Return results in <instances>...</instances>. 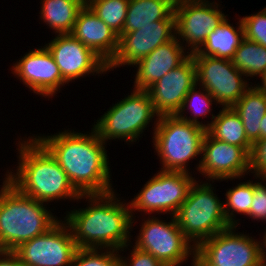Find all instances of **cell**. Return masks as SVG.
I'll return each instance as SVG.
<instances>
[{
    "label": "cell",
    "mask_w": 266,
    "mask_h": 266,
    "mask_svg": "<svg viewBox=\"0 0 266 266\" xmlns=\"http://www.w3.org/2000/svg\"><path fill=\"white\" fill-rule=\"evenodd\" d=\"M45 46L52 54L67 84L84 75L108 71L107 64L71 34H58Z\"/></svg>",
    "instance_id": "cell-16"
},
{
    "label": "cell",
    "mask_w": 266,
    "mask_h": 266,
    "mask_svg": "<svg viewBox=\"0 0 266 266\" xmlns=\"http://www.w3.org/2000/svg\"><path fill=\"white\" fill-rule=\"evenodd\" d=\"M197 89V85H195L193 88H191L189 90V92L187 93L185 99L183 100L182 106L179 109L178 113L176 114V116L180 119H183L187 122L190 123H195L199 126H202L205 128V123L203 124L202 122L198 121V117L199 116H205L207 115V113L211 112V104L212 102H216V99L213 98L210 93L206 90V89H202L205 92L202 91H196ZM188 106L191 108L190 111L193 115V118L191 117H187L184 116V112L186 110V108L188 109ZM184 111V112H183ZM183 112V113H182Z\"/></svg>",
    "instance_id": "cell-29"
},
{
    "label": "cell",
    "mask_w": 266,
    "mask_h": 266,
    "mask_svg": "<svg viewBox=\"0 0 266 266\" xmlns=\"http://www.w3.org/2000/svg\"><path fill=\"white\" fill-rule=\"evenodd\" d=\"M114 193L83 194L91 204L83 209H74L65 216L64 221L70 227L78 248L121 251L130 245L129 230L134 217L130 204L120 202Z\"/></svg>",
    "instance_id": "cell-2"
},
{
    "label": "cell",
    "mask_w": 266,
    "mask_h": 266,
    "mask_svg": "<svg viewBox=\"0 0 266 266\" xmlns=\"http://www.w3.org/2000/svg\"><path fill=\"white\" fill-rule=\"evenodd\" d=\"M196 67L197 85L206 89L223 108L233 107L250 88L245 76L230 59L213 56H192ZM201 83V85H200Z\"/></svg>",
    "instance_id": "cell-12"
},
{
    "label": "cell",
    "mask_w": 266,
    "mask_h": 266,
    "mask_svg": "<svg viewBox=\"0 0 266 266\" xmlns=\"http://www.w3.org/2000/svg\"><path fill=\"white\" fill-rule=\"evenodd\" d=\"M231 61L246 77H260L266 71V47L244 38Z\"/></svg>",
    "instance_id": "cell-26"
},
{
    "label": "cell",
    "mask_w": 266,
    "mask_h": 266,
    "mask_svg": "<svg viewBox=\"0 0 266 266\" xmlns=\"http://www.w3.org/2000/svg\"><path fill=\"white\" fill-rule=\"evenodd\" d=\"M181 43L175 37L137 61L133 65V67H138L134 89L147 90L166 73L181 65L190 56L189 52L187 55L185 54L184 50L186 49Z\"/></svg>",
    "instance_id": "cell-20"
},
{
    "label": "cell",
    "mask_w": 266,
    "mask_h": 266,
    "mask_svg": "<svg viewBox=\"0 0 266 266\" xmlns=\"http://www.w3.org/2000/svg\"><path fill=\"white\" fill-rule=\"evenodd\" d=\"M245 38L266 47V7L257 14L241 18Z\"/></svg>",
    "instance_id": "cell-31"
},
{
    "label": "cell",
    "mask_w": 266,
    "mask_h": 266,
    "mask_svg": "<svg viewBox=\"0 0 266 266\" xmlns=\"http://www.w3.org/2000/svg\"><path fill=\"white\" fill-rule=\"evenodd\" d=\"M30 139L19 141L17 172L11 171L5 179L20 193L41 203L83 198L51 153L36 138Z\"/></svg>",
    "instance_id": "cell-3"
},
{
    "label": "cell",
    "mask_w": 266,
    "mask_h": 266,
    "mask_svg": "<svg viewBox=\"0 0 266 266\" xmlns=\"http://www.w3.org/2000/svg\"><path fill=\"white\" fill-rule=\"evenodd\" d=\"M135 241V247L150 253L164 266H179L190 255L195 260L196 248L184 236L175 216L168 223L154 216L147 218Z\"/></svg>",
    "instance_id": "cell-9"
},
{
    "label": "cell",
    "mask_w": 266,
    "mask_h": 266,
    "mask_svg": "<svg viewBox=\"0 0 266 266\" xmlns=\"http://www.w3.org/2000/svg\"><path fill=\"white\" fill-rule=\"evenodd\" d=\"M59 221L43 203L23 195L4 180L0 190V250L13 251Z\"/></svg>",
    "instance_id": "cell-4"
},
{
    "label": "cell",
    "mask_w": 266,
    "mask_h": 266,
    "mask_svg": "<svg viewBox=\"0 0 266 266\" xmlns=\"http://www.w3.org/2000/svg\"><path fill=\"white\" fill-rule=\"evenodd\" d=\"M12 70L37 95L52 97L61 85L67 83L46 46L29 51L13 65Z\"/></svg>",
    "instance_id": "cell-18"
},
{
    "label": "cell",
    "mask_w": 266,
    "mask_h": 266,
    "mask_svg": "<svg viewBox=\"0 0 266 266\" xmlns=\"http://www.w3.org/2000/svg\"><path fill=\"white\" fill-rule=\"evenodd\" d=\"M174 16L176 37L183 42L185 40V44L188 43L187 47H191L188 49L191 50L190 54L197 52L208 34L226 19V15L218 9V4L208 0H193L174 5Z\"/></svg>",
    "instance_id": "cell-13"
},
{
    "label": "cell",
    "mask_w": 266,
    "mask_h": 266,
    "mask_svg": "<svg viewBox=\"0 0 266 266\" xmlns=\"http://www.w3.org/2000/svg\"><path fill=\"white\" fill-rule=\"evenodd\" d=\"M157 20H175L174 5L169 0H129L123 33Z\"/></svg>",
    "instance_id": "cell-22"
},
{
    "label": "cell",
    "mask_w": 266,
    "mask_h": 266,
    "mask_svg": "<svg viewBox=\"0 0 266 266\" xmlns=\"http://www.w3.org/2000/svg\"><path fill=\"white\" fill-rule=\"evenodd\" d=\"M258 178H260V180L262 179L263 180V183H264V180L266 181V176H264V177H259L258 176Z\"/></svg>",
    "instance_id": "cell-41"
},
{
    "label": "cell",
    "mask_w": 266,
    "mask_h": 266,
    "mask_svg": "<svg viewBox=\"0 0 266 266\" xmlns=\"http://www.w3.org/2000/svg\"><path fill=\"white\" fill-rule=\"evenodd\" d=\"M173 5H177L179 3L193 1V0H169Z\"/></svg>",
    "instance_id": "cell-39"
},
{
    "label": "cell",
    "mask_w": 266,
    "mask_h": 266,
    "mask_svg": "<svg viewBox=\"0 0 266 266\" xmlns=\"http://www.w3.org/2000/svg\"><path fill=\"white\" fill-rule=\"evenodd\" d=\"M156 119L153 143L163 165L161 171L188 173L189 160L201 155L206 129L176 115Z\"/></svg>",
    "instance_id": "cell-5"
},
{
    "label": "cell",
    "mask_w": 266,
    "mask_h": 266,
    "mask_svg": "<svg viewBox=\"0 0 266 266\" xmlns=\"http://www.w3.org/2000/svg\"><path fill=\"white\" fill-rule=\"evenodd\" d=\"M41 19L56 34H70L79 10L84 6L80 0H41Z\"/></svg>",
    "instance_id": "cell-25"
},
{
    "label": "cell",
    "mask_w": 266,
    "mask_h": 266,
    "mask_svg": "<svg viewBox=\"0 0 266 266\" xmlns=\"http://www.w3.org/2000/svg\"><path fill=\"white\" fill-rule=\"evenodd\" d=\"M129 0H94L88 6L118 36L123 33Z\"/></svg>",
    "instance_id": "cell-27"
},
{
    "label": "cell",
    "mask_w": 266,
    "mask_h": 266,
    "mask_svg": "<svg viewBox=\"0 0 266 266\" xmlns=\"http://www.w3.org/2000/svg\"><path fill=\"white\" fill-rule=\"evenodd\" d=\"M249 216L253 219L266 221V183H254L253 201L250 206Z\"/></svg>",
    "instance_id": "cell-33"
},
{
    "label": "cell",
    "mask_w": 266,
    "mask_h": 266,
    "mask_svg": "<svg viewBox=\"0 0 266 266\" xmlns=\"http://www.w3.org/2000/svg\"><path fill=\"white\" fill-rule=\"evenodd\" d=\"M77 249L70 227L60 220L48 232L20 244L13 252L24 266H71Z\"/></svg>",
    "instance_id": "cell-11"
},
{
    "label": "cell",
    "mask_w": 266,
    "mask_h": 266,
    "mask_svg": "<svg viewBox=\"0 0 266 266\" xmlns=\"http://www.w3.org/2000/svg\"><path fill=\"white\" fill-rule=\"evenodd\" d=\"M130 255V259H127L129 261L123 260L121 257L120 266H164L150 253L140 250L135 246Z\"/></svg>",
    "instance_id": "cell-34"
},
{
    "label": "cell",
    "mask_w": 266,
    "mask_h": 266,
    "mask_svg": "<svg viewBox=\"0 0 266 266\" xmlns=\"http://www.w3.org/2000/svg\"><path fill=\"white\" fill-rule=\"evenodd\" d=\"M194 181L186 200L175 215L184 236L196 248L201 242L230 227L224 204L213 192L210 183Z\"/></svg>",
    "instance_id": "cell-6"
},
{
    "label": "cell",
    "mask_w": 266,
    "mask_h": 266,
    "mask_svg": "<svg viewBox=\"0 0 266 266\" xmlns=\"http://www.w3.org/2000/svg\"><path fill=\"white\" fill-rule=\"evenodd\" d=\"M253 190L254 183L252 181L239 183L233 189H229L226 192V202L224 203V213L226 220L230 226L237 227V220L235 214L233 213H242L244 215H249L250 206L253 201ZM230 209L232 210L230 213ZM234 215V216H233Z\"/></svg>",
    "instance_id": "cell-28"
},
{
    "label": "cell",
    "mask_w": 266,
    "mask_h": 266,
    "mask_svg": "<svg viewBox=\"0 0 266 266\" xmlns=\"http://www.w3.org/2000/svg\"><path fill=\"white\" fill-rule=\"evenodd\" d=\"M242 120L248 140L260 139V123L266 113V94L252 85L232 107Z\"/></svg>",
    "instance_id": "cell-24"
},
{
    "label": "cell",
    "mask_w": 266,
    "mask_h": 266,
    "mask_svg": "<svg viewBox=\"0 0 266 266\" xmlns=\"http://www.w3.org/2000/svg\"><path fill=\"white\" fill-rule=\"evenodd\" d=\"M261 123H260V139L265 138L266 137V113L264 115V117L261 119Z\"/></svg>",
    "instance_id": "cell-38"
},
{
    "label": "cell",
    "mask_w": 266,
    "mask_h": 266,
    "mask_svg": "<svg viewBox=\"0 0 266 266\" xmlns=\"http://www.w3.org/2000/svg\"><path fill=\"white\" fill-rule=\"evenodd\" d=\"M234 229L236 226H230L201 242L192 266H263L261 241L238 235Z\"/></svg>",
    "instance_id": "cell-8"
},
{
    "label": "cell",
    "mask_w": 266,
    "mask_h": 266,
    "mask_svg": "<svg viewBox=\"0 0 266 266\" xmlns=\"http://www.w3.org/2000/svg\"><path fill=\"white\" fill-rule=\"evenodd\" d=\"M206 131L215 139L242 147L249 155L253 144L248 140L242 120L232 107L222 108L217 116L212 114Z\"/></svg>",
    "instance_id": "cell-23"
},
{
    "label": "cell",
    "mask_w": 266,
    "mask_h": 266,
    "mask_svg": "<svg viewBox=\"0 0 266 266\" xmlns=\"http://www.w3.org/2000/svg\"><path fill=\"white\" fill-rule=\"evenodd\" d=\"M261 77V85H257L254 87L258 90V91H261V92H264L266 94V71L260 76Z\"/></svg>",
    "instance_id": "cell-37"
},
{
    "label": "cell",
    "mask_w": 266,
    "mask_h": 266,
    "mask_svg": "<svg viewBox=\"0 0 266 266\" xmlns=\"http://www.w3.org/2000/svg\"><path fill=\"white\" fill-rule=\"evenodd\" d=\"M57 160L80 194L112 192L109 160L104 143L93 128L91 134L73 130L35 137Z\"/></svg>",
    "instance_id": "cell-1"
},
{
    "label": "cell",
    "mask_w": 266,
    "mask_h": 266,
    "mask_svg": "<svg viewBox=\"0 0 266 266\" xmlns=\"http://www.w3.org/2000/svg\"><path fill=\"white\" fill-rule=\"evenodd\" d=\"M0 266H24L13 251L0 250Z\"/></svg>",
    "instance_id": "cell-35"
},
{
    "label": "cell",
    "mask_w": 266,
    "mask_h": 266,
    "mask_svg": "<svg viewBox=\"0 0 266 266\" xmlns=\"http://www.w3.org/2000/svg\"><path fill=\"white\" fill-rule=\"evenodd\" d=\"M254 170V171H252ZM250 171L255 176H266V137L256 141L250 153Z\"/></svg>",
    "instance_id": "cell-32"
},
{
    "label": "cell",
    "mask_w": 266,
    "mask_h": 266,
    "mask_svg": "<svg viewBox=\"0 0 266 266\" xmlns=\"http://www.w3.org/2000/svg\"><path fill=\"white\" fill-rule=\"evenodd\" d=\"M189 173L160 171L152 177L131 201V213L163 212L175 216L186 200L194 179Z\"/></svg>",
    "instance_id": "cell-10"
},
{
    "label": "cell",
    "mask_w": 266,
    "mask_h": 266,
    "mask_svg": "<svg viewBox=\"0 0 266 266\" xmlns=\"http://www.w3.org/2000/svg\"><path fill=\"white\" fill-rule=\"evenodd\" d=\"M201 154L203 157L197 169L212 181L233 180L250 172V155L242 147L217 140L207 131L203 138Z\"/></svg>",
    "instance_id": "cell-14"
},
{
    "label": "cell",
    "mask_w": 266,
    "mask_h": 266,
    "mask_svg": "<svg viewBox=\"0 0 266 266\" xmlns=\"http://www.w3.org/2000/svg\"><path fill=\"white\" fill-rule=\"evenodd\" d=\"M133 90L131 95L112 105L93 125L104 143L116 138L136 142L150 120L155 116L160 117L149 93L146 90Z\"/></svg>",
    "instance_id": "cell-7"
},
{
    "label": "cell",
    "mask_w": 266,
    "mask_h": 266,
    "mask_svg": "<svg viewBox=\"0 0 266 266\" xmlns=\"http://www.w3.org/2000/svg\"><path fill=\"white\" fill-rule=\"evenodd\" d=\"M195 85L196 67L190 55L181 65L166 73L146 91L160 116L176 115L187 93Z\"/></svg>",
    "instance_id": "cell-17"
},
{
    "label": "cell",
    "mask_w": 266,
    "mask_h": 266,
    "mask_svg": "<svg viewBox=\"0 0 266 266\" xmlns=\"http://www.w3.org/2000/svg\"><path fill=\"white\" fill-rule=\"evenodd\" d=\"M83 5H89L94 0H80Z\"/></svg>",
    "instance_id": "cell-40"
},
{
    "label": "cell",
    "mask_w": 266,
    "mask_h": 266,
    "mask_svg": "<svg viewBox=\"0 0 266 266\" xmlns=\"http://www.w3.org/2000/svg\"><path fill=\"white\" fill-rule=\"evenodd\" d=\"M263 242L260 243V250H261V260H262V263H263V266H266V232L264 233V236H263ZM263 243V244H262ZM263 245V246H262ZM265 247V248H264Z\"/></svg>",
    "instance_id": "cell-36"
},
{
    "label": "cell",
    "mask_w": 266,
    "mask_h": 266,
    "mask_svg": "<svg viewBox=\"0 0 266 266\" xmlns=\"http://www.w3.org/2000/svg\"><path fill=\"white\" fill-rule=\"evenodd\" d=\"M238 28L228 23L226 18L222 24L208 34L202 47L191 56H213L215 58L232 59L237 48L245 38L242 20ZM204 46V47H203Z\"/></svg>",
    "instance_id": "cell-21"
},
{
    "label": "cell",
    "mask_w": 266,
    "mask_h": 266,
    "mask_svg": "<svg viewBox=\"0 0 266 266\" xmlns=\"http://www.w3.org/2000/svg\"><path fill=\"white\" fill-rule=\"evenodd\" d=\"M104 250L106 252L99 254L98 249L78 248L71 266H120L119 252L113 249Z\"/></svg>",
    "instance_id": "cell-30"
},
{
    "label": "cell",
    "mask_w": 266,
    "mask_h": 266,
    "mask_svg": "<svg viewBox=\"0 0 266 266\" xmlns=\"http://www.w3.org/2000/svg\"><path fill=\"white\" fill-rule=\"evenodd\" d=\"M70 34L90 48L107 65L116 55L119 36L88 5L79 10Z\"/></svg>",
    "instance_id": "cell-19"
},
{
    "label": "cell",
    "mask_w": 266,
    "mask_h": 266,
    "mask_svg": "<svg viewBox=\"0 0 266 266\" xmlns=\"http://www.w3.org/2000/svg\"><path fill=\"white\" fill-rule=\"evenodd\" d=\"M175 32V20H157L141 29L122 33L116 55L107 65L108 70L122 65L133 66L158 46L174 39Z\"/></svg>",
    "instance_id": "cell-15"
}]
</instances>
